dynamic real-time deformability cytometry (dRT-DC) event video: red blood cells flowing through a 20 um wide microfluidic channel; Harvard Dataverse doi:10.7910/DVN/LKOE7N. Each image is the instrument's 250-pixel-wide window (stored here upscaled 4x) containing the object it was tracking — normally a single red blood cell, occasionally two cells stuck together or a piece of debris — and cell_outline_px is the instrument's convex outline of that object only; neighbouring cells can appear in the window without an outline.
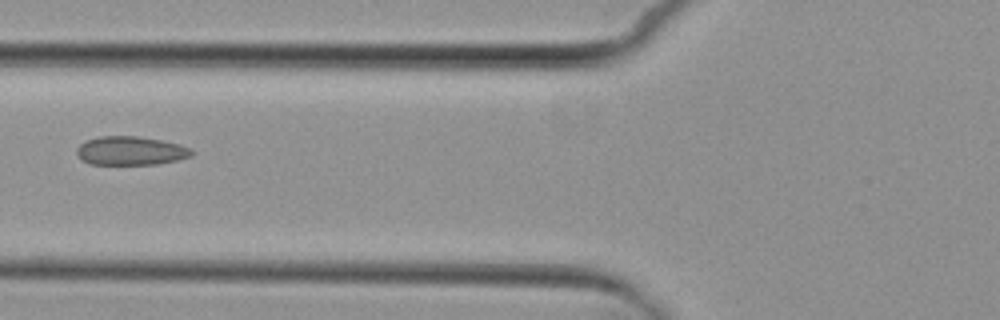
{"species": "common noctule bat (a hibernating species)", "species_latin": "Nyctalus noctula", "temperature_condition": "cold", "stored_images_in_passage": 4, "camera_frame_rate_fps": 3000, "um_per_image_px": 0.085, "animal": {"sex": "female", "body_mass_g": 29.2, "forearm_length_mm": 56.3}, "frame": {"image": 1, "passage_image": 4, "time_ms": 4.333, "image_size_px": [1000, 320], "cell_outline_px": [[196, 152], [192, 156], [176, 160], [156, 164], [92, 164], [80, 160], [76, 152], [76, 148], [80, 144], [88, 140], [100, 136], [136, 136], [160, 140], [180, 144], [192, 148]], "centroid_in_image_um": [11.13, 12.81], "position_along_channel_um": 114.7, "area_um2": 19.31}}